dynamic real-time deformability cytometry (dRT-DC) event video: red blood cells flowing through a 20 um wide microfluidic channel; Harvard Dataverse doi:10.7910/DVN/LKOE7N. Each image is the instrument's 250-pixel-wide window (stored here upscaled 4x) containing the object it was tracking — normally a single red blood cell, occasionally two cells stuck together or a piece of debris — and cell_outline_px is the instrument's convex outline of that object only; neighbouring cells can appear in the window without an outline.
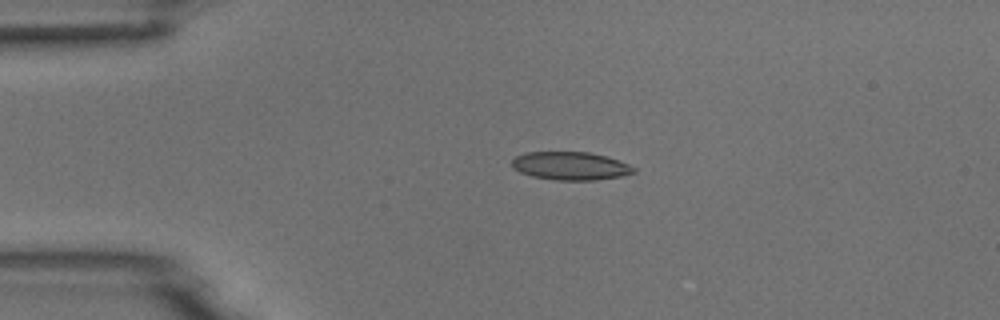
{"species": "common noctule bat (a hibernating species)", "species_latin": "Nyctalus noctula", "temperature_condition": "room temperature", "stored_images_in_passage": 4, "camera_frame_rate_fps": 3000, "um_per_image_px": 0.085, "animal": {"sex": "male", "body_mass_g": 18.8}, "frame": {"image": 1, "passage_image": 3, "time_ms": 0.667, "image_size_px": [1000, 320], "cell_outline_px": [[636, 172], [620, 176], [596, 180], [556, 180], [532, 176], [520, 172], [512, 168], [512, 160], [516, 156], [524, 152], [588, 152], [604, 156], [628, 164], [636, 168]], "centroid_in_image_um": [48.46, 14.1], "position_along_channel_um": 36.5, "area_um2": 19.88}}